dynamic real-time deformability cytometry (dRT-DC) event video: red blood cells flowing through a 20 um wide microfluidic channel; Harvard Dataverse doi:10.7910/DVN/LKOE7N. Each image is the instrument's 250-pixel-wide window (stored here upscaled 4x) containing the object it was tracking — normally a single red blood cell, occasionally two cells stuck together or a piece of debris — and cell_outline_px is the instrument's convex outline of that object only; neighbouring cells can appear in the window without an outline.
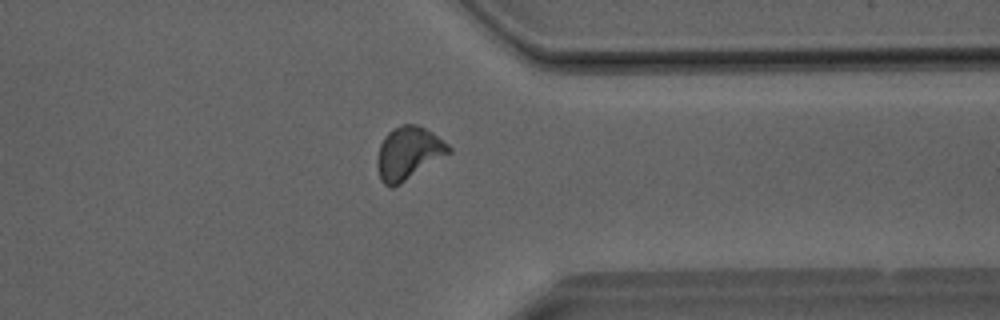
{"species": "Egyptian fruit bat (a non-hibernating species)", "species_latin": "Rousettus aegyptiacus", "temperature_condition": "room temperature", "stored_images_in_passage": 33, "camera_frame_rate_fps": 3000, "um_per_image_px": 0.085, "animal": {"sex": "male"}, "frame": {"image": 1, "passage_image": 28, "time_ms": 9.0, "image_size_px": [1000, 320], "cell_outline_px": [[452, 152], [400, 184], [392, 188], [384, 184], [380, 180], [376, 164], [376, 160], [380, 144], [384, 136], [392, 128], [400, 124], [416, 124], [432, 132], [448, 144], [452, 148]], "centroid_in_image_um": [34.7, 13.02], "position_along_channel_um": 376.7, "area_um2": 22.2}}